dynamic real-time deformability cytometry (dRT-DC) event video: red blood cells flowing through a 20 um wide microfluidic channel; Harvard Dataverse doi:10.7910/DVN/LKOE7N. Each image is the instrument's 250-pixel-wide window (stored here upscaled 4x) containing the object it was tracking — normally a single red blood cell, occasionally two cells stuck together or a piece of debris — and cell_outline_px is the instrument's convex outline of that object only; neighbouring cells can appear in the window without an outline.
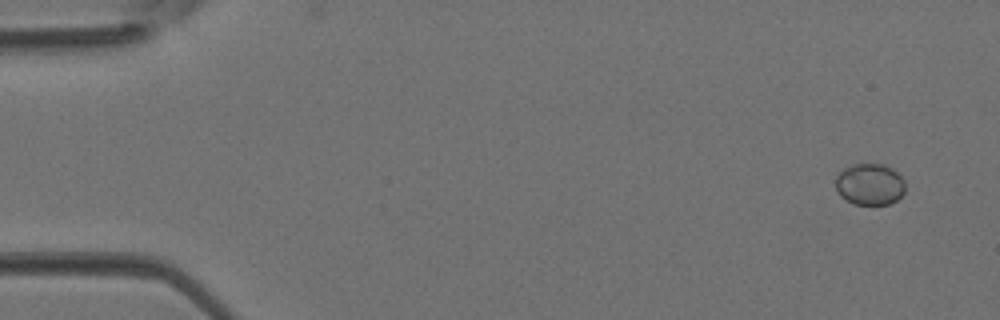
{"species": "Egyptian fruit bat (a non-hibernating species)", "species_latin": "Rousettus aegyptiacus", "temperature_condition": "room temperature", "stored_images_in_passage": 3, "camera_frame_rate_fps": 3000, "um_per_image_px": 0.085, "animal": {"sex": "female"}, "frame": {"image": 1, "passage_image": 1, "time_ms": 0.0, "image_size_px": [1000, 320], "cell_outline_px": [[904, 192], [896, 200], [888, 204], [856, 204], [840, 196], [836, 192], [836, 176], [844, 168], [852, 164], [884, 164], [892, 168], [904, 180]], "centroid_in_image_um": [73.92, 15.65], "position_along_channel_um": 11.1, "area_um2": 16.76}}